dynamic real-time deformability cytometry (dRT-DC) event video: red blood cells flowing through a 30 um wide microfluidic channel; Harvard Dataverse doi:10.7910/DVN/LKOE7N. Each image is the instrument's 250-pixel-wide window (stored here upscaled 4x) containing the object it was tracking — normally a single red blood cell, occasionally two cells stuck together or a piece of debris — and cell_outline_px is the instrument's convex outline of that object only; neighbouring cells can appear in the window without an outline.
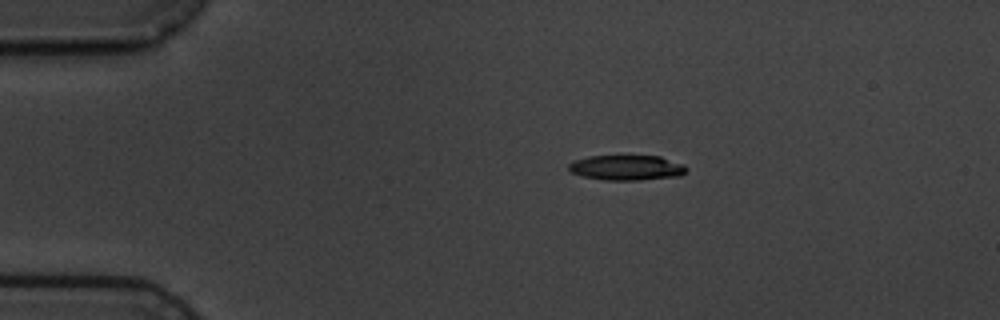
{"species": "common noctule bat (a hibernating species)", "species_latin": "Nyctalus noctula", "temperature_condition": "cold", "stored_images_in_passage": 9, "camera_frame_rate_fps": 3000, "um_per_image_px": 0.085, "animal": {"sex": "male", "body_mass_g": 19.5, "forearm_length_mm": 54.6}, "frame": {"image": 1, "passage_image": 1, "time_ms": 0.0, "image_size_px": [1000, 320], "cell_outline_px": [[688, 168], [680, 176], [640, 180], [604, 180], [584, 176], [572, 172], [568, 168], [568, 164], [572, 160], [588, 156], [660, 156], [684, 164]], "centroid_in_image_um": [53.27, 14.25], "position_along_channel_um": 31.7, "area_um2": 17.28}}
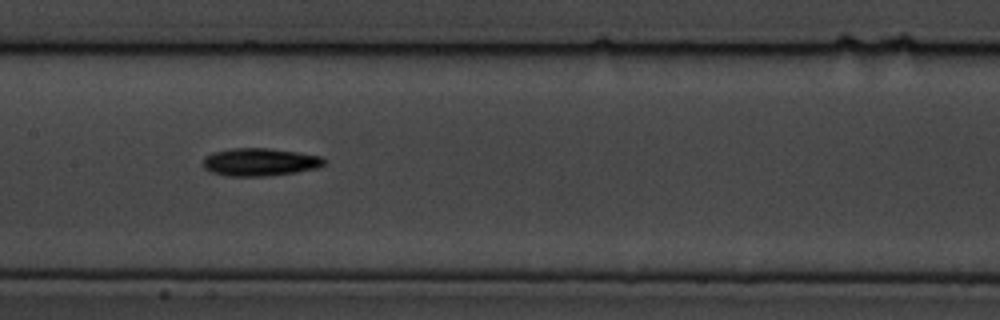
{"frame": {"image": 2, "passage_image": 6, "time_ms": 5.667, "image_size_px": [1000, 320], "cell_outline_px": [[324, 164], [316, 168], [296, 172], [264, 176], [228, 176], [212, 172], [204, 168], [204, 156], [212, 152], [232, 148], [268, 148], [300, 152], [320, 156], [324, 160]], "centroid_in_image_um": [22.07, 13.76], "position_along_channel_um": 185.3, "area_um2": 19.54}}
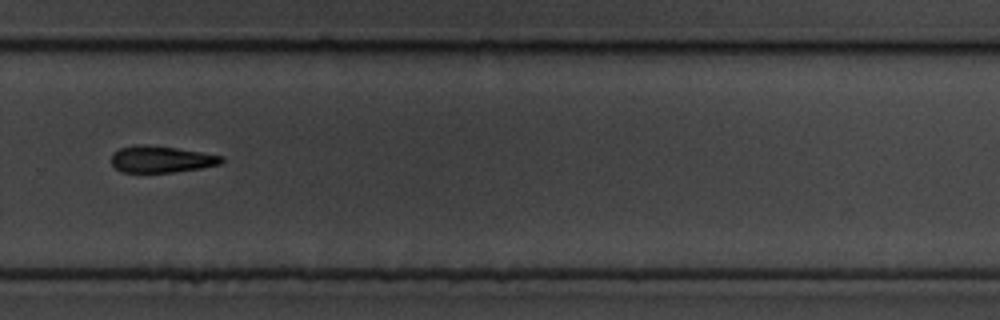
{"frame": {"image": 3, "passage_image": 9, "time_ms": 9.333, "image_size_px": [1000, 320], "cell_outline_px": [[224, 160], [220, 164], [200, 168], [172, 172], [120, 172], [112, 164], [112, 152], [120, 148], [136, 144], [144, 144], [176, 148], [224, 156]], "centroid_in_image_um": [13.68, 13.53], "position_along_channel_um": 316.1, "area_um2": 17.05}}